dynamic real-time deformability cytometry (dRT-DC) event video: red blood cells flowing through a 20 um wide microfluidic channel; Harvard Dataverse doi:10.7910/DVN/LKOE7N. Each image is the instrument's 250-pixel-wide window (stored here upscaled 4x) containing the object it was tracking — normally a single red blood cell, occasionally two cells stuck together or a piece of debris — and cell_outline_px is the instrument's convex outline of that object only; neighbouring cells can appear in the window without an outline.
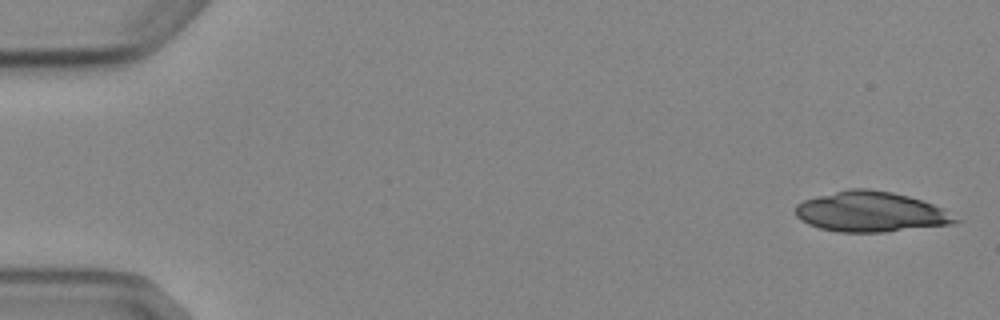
{"species": "Egyptian fruit bat (a non-hibernating species)", "species_latin": "Rousettus aegyptiacus", "temperature_condition": "cold", "stored_images_in_passage": 4, "camera_frame_rate_fps": 3000, "um_per_image_px": 0.085, "animal": {"sex": "female"}, "frame": {"image": 1, "passage_image": 1, "time_ms": 0.0, "image_size_px": [1000, 320], "cell_outline_px": [[964, 220], [952, 224], [884, 232], [840, 232], [820, 228], [808, 224], [800, 220], [796, 216], [796, 204], [804, 200], [848, 188], [868, 188], [892, 192], [908, 196], [944, 208]], "centroid_in_image_um": [74.06, 18.0], "position_along_channel_um": 10.9, "area_um2": 37.63}}